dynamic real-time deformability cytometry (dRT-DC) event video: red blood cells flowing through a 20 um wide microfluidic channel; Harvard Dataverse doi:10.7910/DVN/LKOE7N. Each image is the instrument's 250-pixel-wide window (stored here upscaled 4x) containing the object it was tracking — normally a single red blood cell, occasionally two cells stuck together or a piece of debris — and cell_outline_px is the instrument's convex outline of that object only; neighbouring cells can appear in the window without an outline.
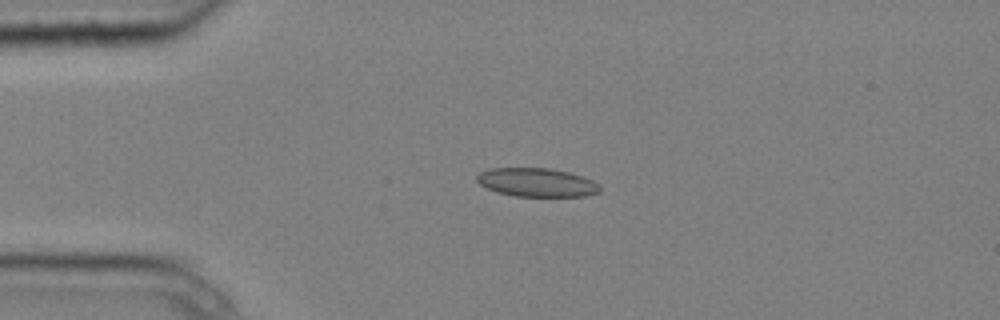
{"species": "common noctule bat (a hibernating species)", "species_latin": "Nyctalus noctula", "temperature_condition": "cold", "stored_images_in_passage": 3, "camera_frame_rate_fps": 3000, "um_per_image_px": 0.085, "animal": {"sex": "male", "body_mass_g": 20.4}, "frame": {"image": 1, "passage_image": 2, "time_ms": 0.333, "image_size_px": [1000, 320], "cell_outline_px": [[600, 192], [584, 196], [516, 196], [496, 192], [480, 184], [476, 180], [476, 176], [480, 172], [488, 168], [548, 168], [568, 172], [592, 180], [600, 184]], "centroid_in_image_um": [45.61, 15.5], "position_along_channel_um": 39.4, "area_um2": 20.46}}